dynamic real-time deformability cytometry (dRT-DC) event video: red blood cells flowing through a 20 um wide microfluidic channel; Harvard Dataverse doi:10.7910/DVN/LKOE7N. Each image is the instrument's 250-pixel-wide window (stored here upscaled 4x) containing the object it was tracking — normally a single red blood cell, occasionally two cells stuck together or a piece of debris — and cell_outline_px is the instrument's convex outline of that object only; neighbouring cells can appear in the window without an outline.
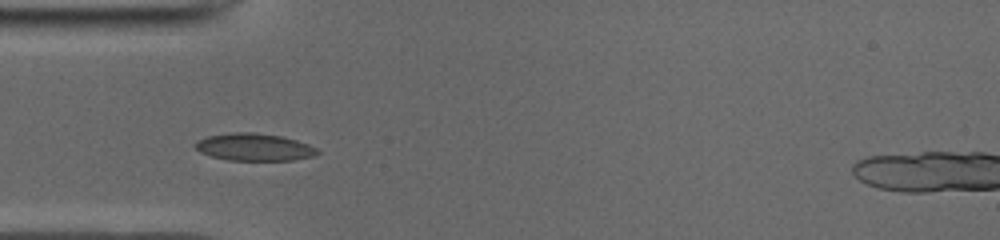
{"species": "common noctule bat (a hibernating species)", "species_latin": "Nyctalus noctula", "temperature_condition": "cold", "stored_images_in_passage": 37, "camera_frame_rate_fps": 3000, "um_per_image_px": 0.085, "animal": {"sex": "male", "body_mass_g": 19.0, "forearm_length_mm": 50.8}, "frame": {"image": 1, "passage_image": 1, "time_ms": 0.0, "image_size_px": [1000, 240], "cell_outline_px": [[320, 152], [316, 156], [296, 160], [228, 160], [212, 156], [200, 152], [192, 144], [196, 140], [208, 136], [236, 132], [252, 132], [280, 136], [296, 140], [308, 144], [316, 148]], "centroid_in_image_um": [21.61, 12.51], "position_along_channel_um": 63.4, "area_um2": 19.48}}
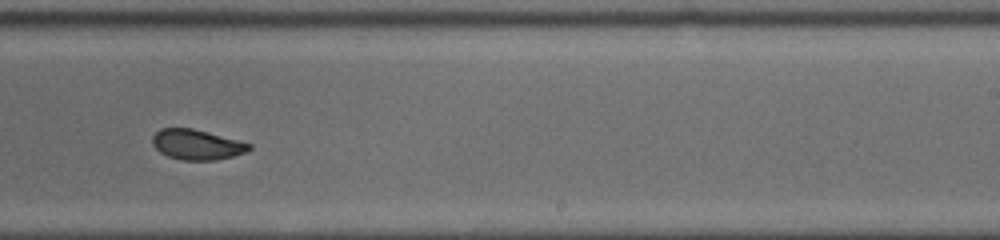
{"frame": {"image": 2, "passage_image": 17, "time_ms": 5.333, "image_size_px": [1000, 240], "cell_outline_px": [[252, 148], [248, 152], [216, 160], [180, 160], [168, 156], [160, 152], [152, 144], [152, 136], [160, 128], [192, 128], [252, 144]], "centroid_in_image_um": [16.73, 12.29], "position_along_channel_um": 272.3, "area_um2": 16.99}}
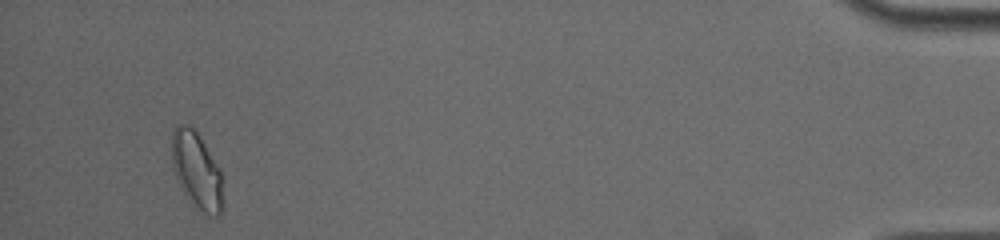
{"frame": {"image": 3, "passage_image": 34, "time_ms": 11.0, "image_size_px": [1000, 240], "cell_outline_px": [[224, 208], [220, 216], [208, 216], [196, 208], [192, 204], [184, 192], [176, 176], [172, 164], [172, 132], [180, 124], [188, 124], [196, 132], [204, 144], [220, 172], [224, 204]], "centroid_in_image_um": [16.73, 14.57], "position_along_channel_um": 418.5, "area_um2": 22.54}}